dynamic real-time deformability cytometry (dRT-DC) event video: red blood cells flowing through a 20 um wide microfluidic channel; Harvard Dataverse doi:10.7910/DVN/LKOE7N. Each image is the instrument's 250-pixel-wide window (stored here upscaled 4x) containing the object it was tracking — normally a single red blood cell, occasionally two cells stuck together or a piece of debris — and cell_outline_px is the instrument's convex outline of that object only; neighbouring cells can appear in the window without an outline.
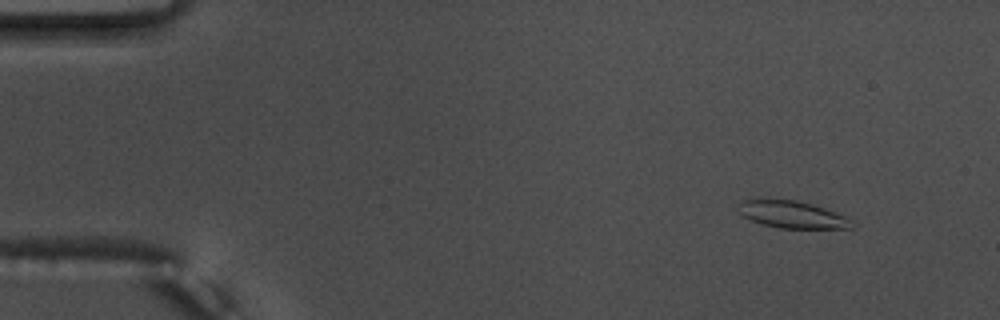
{"species": "common noctule bat (a hibernating species)", "species_latin": "Nyctalus noctula", "temperature_condition": "warm", "stored_images_in_passage": 56, "camera_frame_rate_fps": 3000, "um_per_image_px": 0.085, "animal": {"sex": "male", "body_mass_g": 17.5, "forearm_length_mm": 52.3}, "frame": {"image": 1, "passage_image": 6, "time_ms": 1.667, "image_size_px": [1000, 320], "cell_outline_px": [[852, 228], [780, 228], [764, 224], [752, 220], [744, 216], [740, 212], [740, 204], [744, 200], [796, 200], [812, 204], [824, 208], [844, 216], [852, 220]], "centroid_in_image_um": [67.38, 18.25], "position_along_channel_um": 17.6, "area_um2": 17.34}}
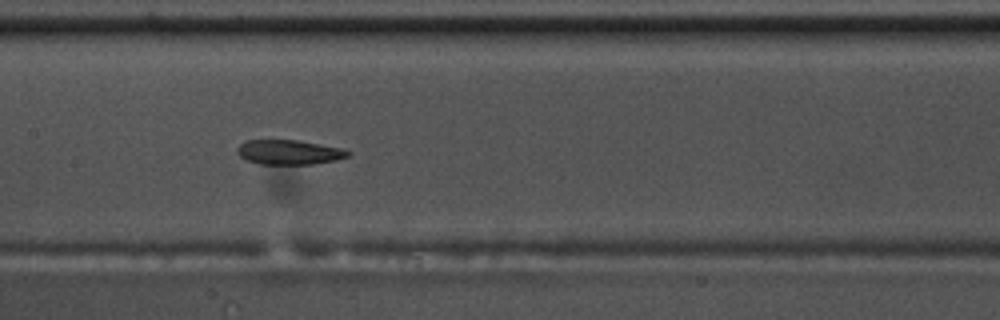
{"frame": {"image": 2, "passage_image": 28, "time_ms": 9.0, "image_size_px": [1000, 320], "cell_outline_px": [[352, 152], [348, 156], [336, 160], [312, 164], [260, 164], [248, 160], [240, 156], [236, 152], [236, 148], [244, 140], [296, 140], [340, 148]], "centroid_in_image_um": [24.53, 12.93], "position_along_channel_um": 182.9, "area_um2": 15.78}}
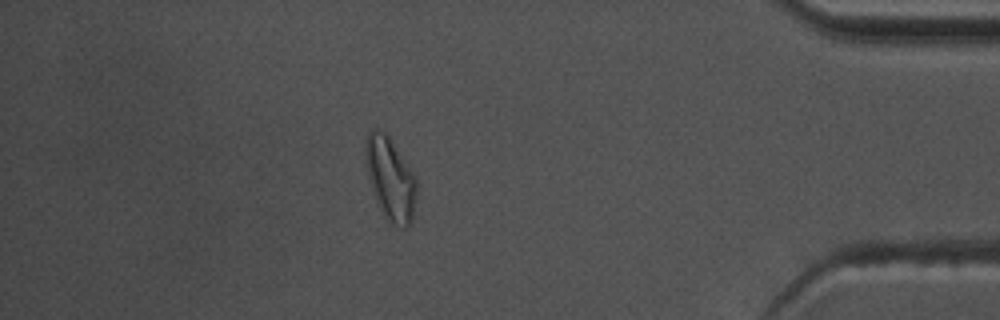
{"frame": {"image": 3, "passage_image": 49, "time_ms": 16.0, "image_size_px": [1000, 320], "cell_outline_px": [[416, 196], [412, 220], [404, 228], [388, 220], [384, 216], [376, 200], [364, 164], [364, 140], [368, 132], [372, 128], [376, 128], [384, 132], [388, 136], [412, 172], [416, 180]], "centroid_in_image_um": [33.13, 15.14], "position_along_channel_um": 402.1, "area_um2": 24.39}, "authors_computed_cell_mechanics": {"area_um2": 17.6579, "velocity_mm_per_s": 3.7115, "shape_relaxation_time_tau1_ms": null, "shape_relaxation_time_tau2_ms": 3.6946, "deformation_change_tau1": null, "deformation_change_tau2": 0.1035}}